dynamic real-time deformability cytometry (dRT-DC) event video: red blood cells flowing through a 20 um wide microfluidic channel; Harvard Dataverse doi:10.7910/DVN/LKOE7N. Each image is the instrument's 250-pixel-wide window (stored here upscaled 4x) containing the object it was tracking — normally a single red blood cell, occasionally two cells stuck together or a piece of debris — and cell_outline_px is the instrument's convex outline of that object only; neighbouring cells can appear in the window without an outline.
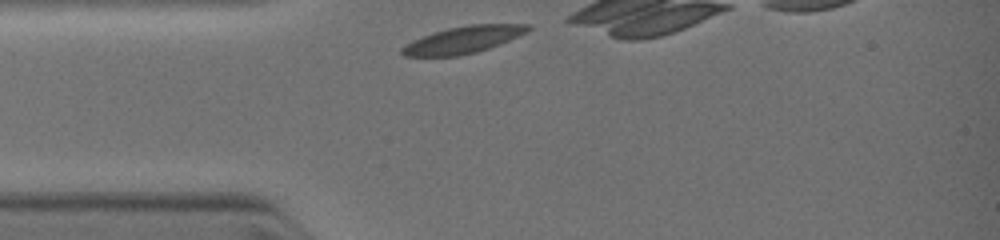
{"species": "common noctule bat (a hibernating species)", "species_latin": "Nyctalus noctula", "temperature_condition": "warm", "stored_images_in_passage": 2, "camera_frame_rate_fps": 3000, "um_per_image_px": 0.085, "animal": {"sex": "female", "body_mass_g": 19.0, "forearm_length_mm": 51.5}, "frame": {"image": 1, "passage_image": 1, "time_ms": 0.0, "image_size_px": [1000, 240], "cell_outline_px": [[532, 28], [528, 32], [500, 44], [476, 52], [456, 56], [404, 56], [400, 52], [400, 48], [424, 36], [448, 28], [468, 24], [528, 24]], "centroid_in_image_um": [39.43, 3.38], "position_along_channel_um": 45.6, "area_um2": 19.54}}